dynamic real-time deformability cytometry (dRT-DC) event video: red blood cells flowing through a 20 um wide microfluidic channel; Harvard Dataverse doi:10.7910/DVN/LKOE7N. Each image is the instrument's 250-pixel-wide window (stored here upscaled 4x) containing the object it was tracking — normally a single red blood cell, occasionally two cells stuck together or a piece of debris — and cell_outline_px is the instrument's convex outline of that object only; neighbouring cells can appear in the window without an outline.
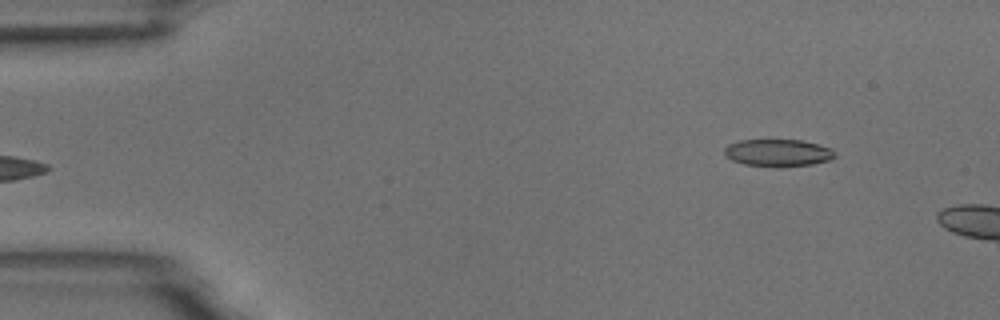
{"species": "common noctule bat (a hibernating species)", "species_latin": "Nyctalus noctula", "temperature_condition": "room temperature", "stored_images_in_passage": 5, "segment_of_instrument_passage": [2, 2], "camera_frame_rate_fps": 3000, "um_per_image_px": 0.085, "animal": {"sex": "male", "body_mass_g": 18.8}, "frame": {"image": 1, "passage_image": 5, "time_ms": 5.667, "image_size_px": [1000, 320], "cell_outline_px": [[836, 156], [832, 160], [812, 164], [744, 164], [732, 160], [724, 152], [724, 148], [728, 144], [740, 140], [804, 140], [820, 144], [832, 148], [836, 152]], "centroid_in_image_um": [66.2, 12.93], "position_along_channel_um": 18.8, "area_um2": 16.94}}